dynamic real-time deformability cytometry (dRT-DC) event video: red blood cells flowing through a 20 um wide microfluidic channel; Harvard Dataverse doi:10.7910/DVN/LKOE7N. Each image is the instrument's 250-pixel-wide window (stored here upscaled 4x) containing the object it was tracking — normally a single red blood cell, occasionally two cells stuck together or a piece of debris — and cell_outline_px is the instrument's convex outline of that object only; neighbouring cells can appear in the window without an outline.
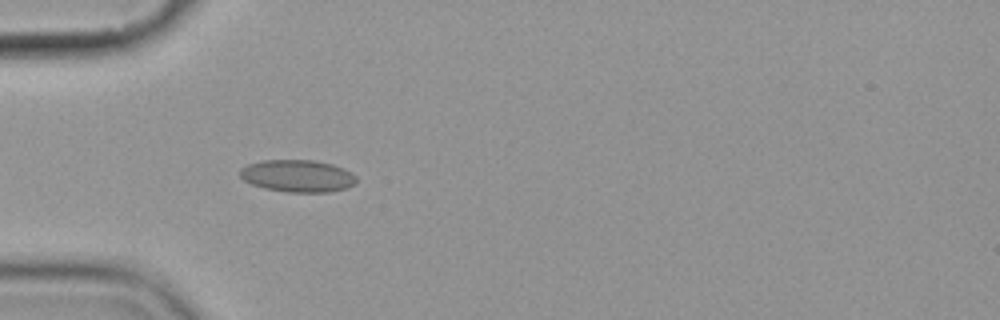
{"species": "common noctule bat (a hibernating species)", "species_latin": "Nyctalus noctula", "temperature_condition": "cold", "stored_images_in_passage": 6, "camera_frame_rate_fps": 3000, "um_per_image_px": 0.085, "animal": {"sex": "female", "body_mass_g": 19.9}, "frame": {"image": 1, "passage_image": 5, "time_ms": 5.667, "image_size_px": [1000, 320], "cell_outline_px": [[356, 184], [348, 188], [328, 192], [288, 192], [264, 188], [252, 184], [244, 180], [240, 176], [240, 168], [248, 164], [264, 160], [316, 160], [332, 164], [352, 172], [356, 176]], "centroid_in_image_um": [25.32, 14.95], "position_along_channel_um": 59.7, "area_um2": 21.96}}
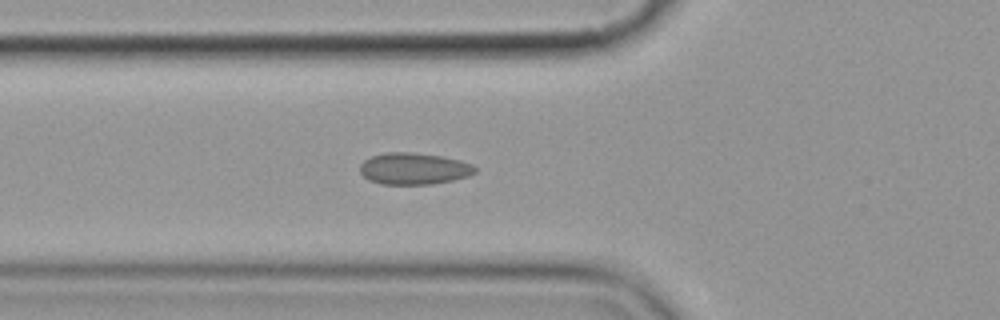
{"frame": {"image": 2, "passage_image": 6, "time_ms": 6.667, "image_size_px": [1000, 320], "cell_outline_px": [[476, 172], [468, 176], [452, 180], [432, 184], [380, 184], [368, 180], [360, 172], [360, 164], [364, 160], [372, 156], [388, 152], [412, 152], [440, 156], [460, 160], [472, 164], [476, 168]], "centroid_in_image_um": [35.16, 14.34], "position_along_channel_um": 90.6, "area_um2": 21.21}}